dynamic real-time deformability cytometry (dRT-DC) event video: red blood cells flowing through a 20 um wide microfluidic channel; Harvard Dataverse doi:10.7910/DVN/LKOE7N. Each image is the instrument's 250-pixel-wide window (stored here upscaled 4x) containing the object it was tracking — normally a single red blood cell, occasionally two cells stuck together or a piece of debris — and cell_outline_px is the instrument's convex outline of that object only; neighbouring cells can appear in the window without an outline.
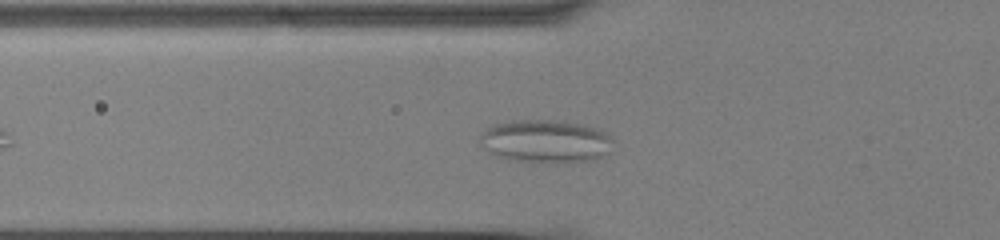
{"species": "common noctule bat (a hibernating species)", "species_latin": "Nyctalus noctula", "temperature_condition": "cold", "stored_images_in_passage": 42, "camera_frame_rate_fps": 3000, "um_per_image_px": 0.085, "animal": {"sex": "male", "body_mass_g": 13.0, "forearm_length_mm": 53.1}, "frame": {"image": 1, "passage_image": 9, "time_ms": 2.667, "image_size_px": [1000, 240], "cell_outline_px": [[616, 152], [596, 160], [532, 164], [496, 156], [484, 148], [480, 144], [480, 136], [492, 124], [512, 120], [564, 120], [584, 124], [600, 128], [616, 140]], "centroid_in_image_um": [46.52, 12.02], "position_along_channel_um": 79.3, "area_um2": 34.8}}
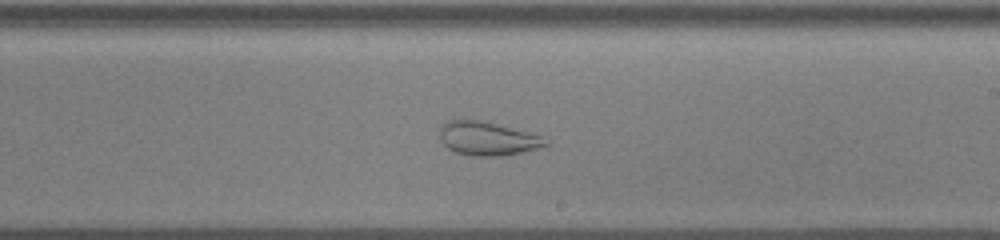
{"frame": {"image": 2, "passage_image": 23, "time_ms": 7.333, "image_size_px": [1000, 240], "cell_outline_px": [[548, 144], [536, 148], [520, 152], [500, 156], [472, 156], [456, 152], [448, 148], [440, 140], [440, 128], [452, 116], [484, 120], [528, 132], [540, 136]], "centroid_in_image_um": [41.33, 11.73], "position_along_channel_um": 247.7, "area_um2": 20.98}}
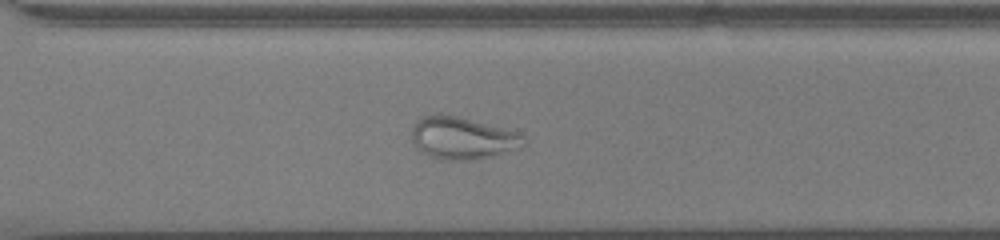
{"frame": {"image": 3, "passage_image": 30, "time_ms": 9.667, "image_size_px": [1000, 240], "cell_outline_px": [[524, 144], [488, 156], [468, 160], [440, 160], [420, 152], [412, 140], [412, 128], [416, 120], [420, 116], [436, 112], [460, 116], [516, 132], [524, 136]], "centroid_in_image_um": [39.17, 11.69], "position_along_channel_um": 331.4, "area_um2": 27.34}, "authors_computed_cell_mechanics": {"area_um2": 29.8826, "velocity_mm_per_s": 3.6117, "shape_relaxation_time_tau1_ms": null, "shape_relaxation_time_tau2_ms": 1.3125, "deformation_change_tau1": null, "deformation_change_tau2": 0.0663}}